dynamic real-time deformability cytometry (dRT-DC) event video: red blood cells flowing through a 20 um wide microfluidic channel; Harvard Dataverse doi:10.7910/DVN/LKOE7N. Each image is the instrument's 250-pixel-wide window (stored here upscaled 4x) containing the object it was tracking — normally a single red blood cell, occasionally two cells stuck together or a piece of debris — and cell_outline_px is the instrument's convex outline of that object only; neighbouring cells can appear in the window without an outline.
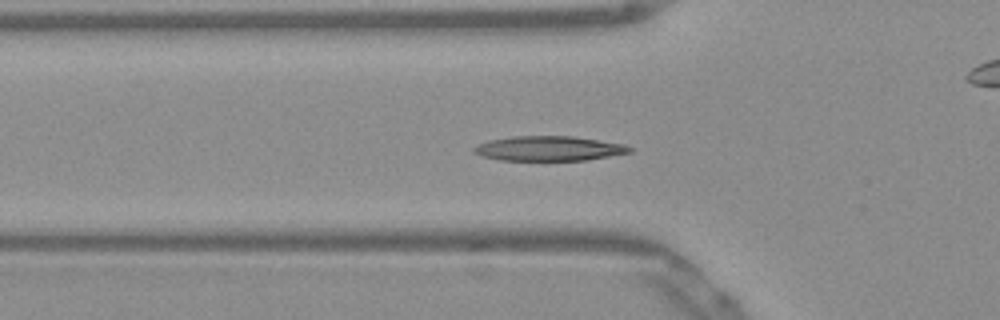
{"species": "Egyptian fruit bat (a non-hibernating species)", "species_latin": "Rousettus aegyptiacus", "temperature_condition": "warm", "stored_images_in_passage": 54, "camera_frame_rate_fps": 3000, "um_per_image_px": 0.085, "frame": {"image": 1, "passage_image": 18, "time_ms": 5.667, "image_size_px": [1000, 320], "cell_outline_px": [[632, 152], [588, 160], [500, 160], [480, 156], [472, 152], [472, 148], [488, 140], [512, 136], [572, 136], [624, 144], [632, 148]], "centroid_in_image_um": [46.63, 12.62], "position_along_channel_um": 79.2, "area_um2": 22.48}}
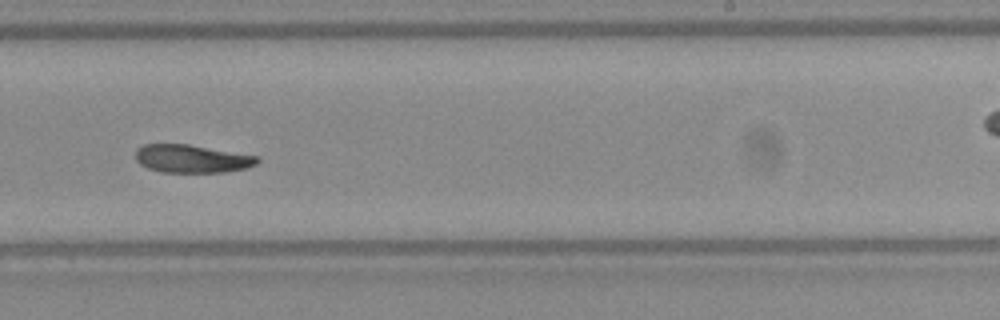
{"frame": {"image": 2, "passage_image": 33, "time_ms": 10.667, "image_size_px": [1000, 320], "cell_outline_px": [[260, 160], [256, 164], [244, 168], [224, 172], [160, 172], [148, 168], [140, 164], [136, 160], [136, 148], [144, 144], [188, 144], [260, 156]], "centroid_in_image_um": [16.3, 13.48], "position_along_channel_um": 272.7, "area_um2": 19.94}}
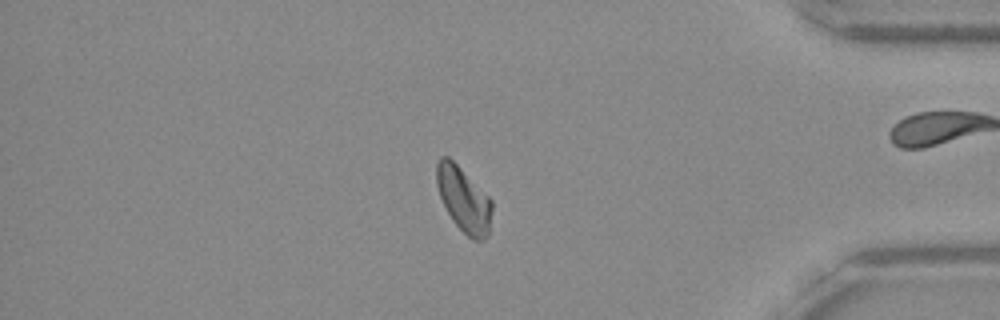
{"frame": {"image": 3, "passage_image": 45, "time_ms": 14.667, "image_size_px": [1000, 320], "cell_outline_px": [[492, 208], [488, 236], [484, 240], [472, 240], [452, 220], [440, 196], [436, 184], [436, 164], [440, 156], [448, 156], [492, 200]], "centroid_in_image_um": [39.41, 16.96], "position_along_channel_um": 395.8, "area_um2": 20.63}, "authors_computed_cell_mechanics": {"area_um2": 21.0681, "velocity_mm_per_s": 3.8626, "shape_relaxation_time_tau1_ms": 8.8146, "shape_relaxation_time_tau2_ms": null, "deformation_change_tau1": 0.2091, "deformation_change_tau2": null}}